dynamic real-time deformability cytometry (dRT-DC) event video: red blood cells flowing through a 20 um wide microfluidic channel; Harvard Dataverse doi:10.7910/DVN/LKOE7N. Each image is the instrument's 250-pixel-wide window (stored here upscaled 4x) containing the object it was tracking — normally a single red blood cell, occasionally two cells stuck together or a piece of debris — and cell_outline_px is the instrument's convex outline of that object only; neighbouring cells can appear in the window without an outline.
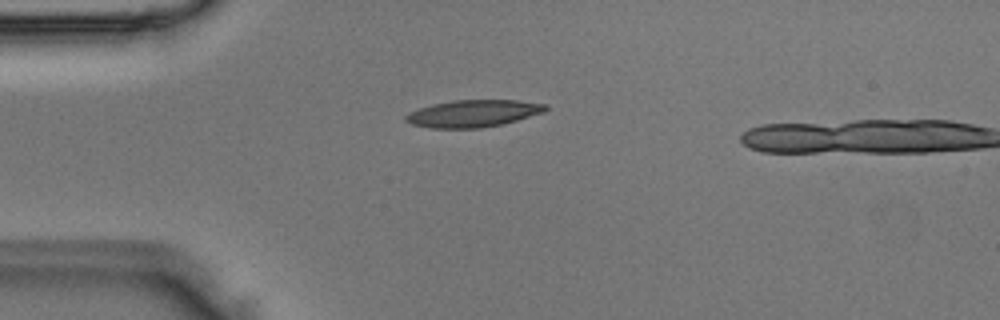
{"species": "Egyptian fruit bat (a non-hibernating species)", "species_latin": "Rousettus aegyptiacus", "temperature_condition": "room temperature", "stored_images_in_passage": 2, "camera_frame_rate_fps": 3000, "um_per_image_px": 0.085, "animal": {"sex": "male"}, "frame": {"image": 1, "passage_image": 1, "time_ms": 0.0, "image_size_px": [1000, 320], "cell_outline_px": [[548, 108], [544, 112], [504, 124], [480, 128], [432, 128], [412, 124], [404, 120], [404, 116], [408, 112], [432, 104], [452, 100], [520, 100], [548, 104]], "centroid_in_image_um": [40.23, 9.64], "position_along_channel_um": 44.8, "area_um2": 22.25}}